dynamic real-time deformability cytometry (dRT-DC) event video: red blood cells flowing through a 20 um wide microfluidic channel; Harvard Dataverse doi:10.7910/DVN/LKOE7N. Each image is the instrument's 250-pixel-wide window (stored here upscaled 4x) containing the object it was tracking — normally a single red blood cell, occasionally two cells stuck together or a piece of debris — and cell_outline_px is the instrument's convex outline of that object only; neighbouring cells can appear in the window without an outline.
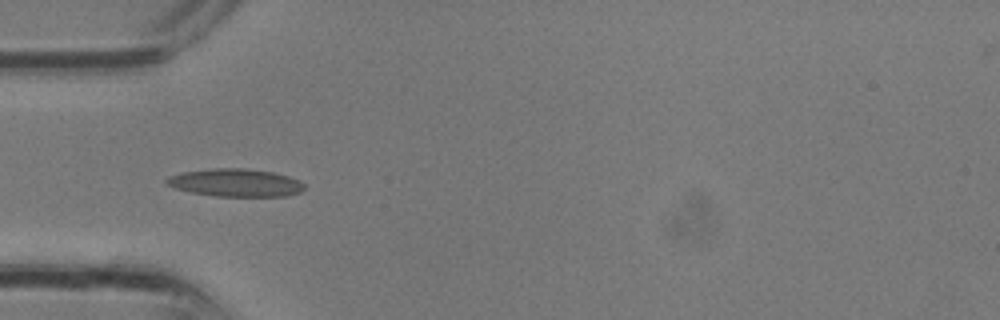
{"species": "common noctule bat (a hibernating species)", "species_latin": "Nyctalus noctula", "temperature_condition": "room temperature", "stored_images_in_passage": 18, "camera_frame_rate_fps": 3000, "um_per_image_px": 0.085, "animal": {"sex": "male", "body_mass_g": 13.3}, "frame": {"image": 1, "passage_image": 9, "time_ms": 2.667, "image_size_px": [1000, 320], "cell_outline_px": [[304, 188], [300, 192], [288, 196], [216, 196], [192, 192], [176, 188], [164, 184], [164, 180], [168, 176], [184, 172], [212, 168], [244, 168], [272, 172], [288, 176], [300, 180], [304, 184]], "centroid_in_image_um": [20.02, 15.53], "position_along_channel_um": 65.0, "area_um2": 22.31}}
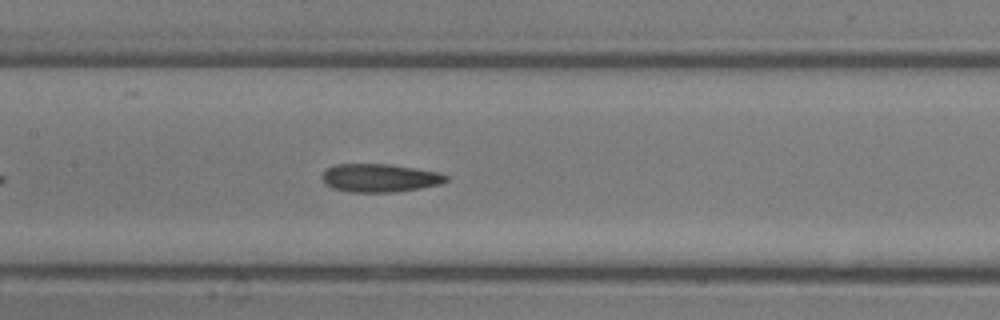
{"frame": {"image": 2, "passage_image": 14, "time_ms": 4.333, "image_size_px": [1000, 320], "cell_outline_px": [[448, 180], [440, 184], [420, 188], [392, 192], [348, 192], [332, 188], [324, 184], [320, 176], [332, 164], [392, 164], [440, 172], [448, 176]], "centroid_in_image_um": [32.25, 15.12], "position_along_channel_um": 175.1, "area_um2": 20.63}}
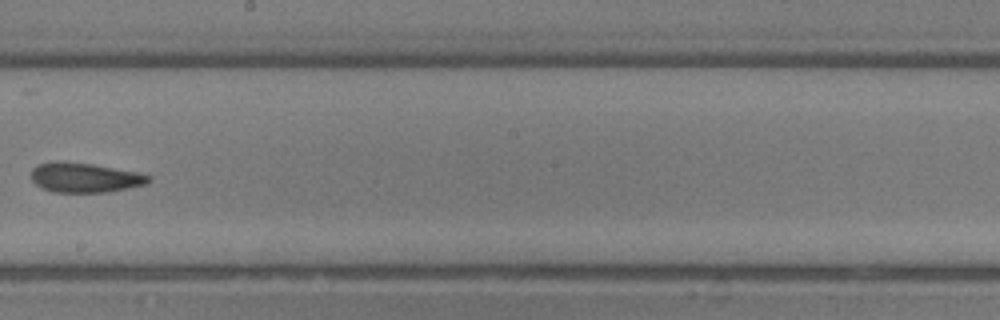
{"frame": {"image": 3, "passage_image": 17, "time_ms": 5.333, "image_size_px": [1000, 320], "cell_outline_px": [[152, 180], [148, 184], [104, 192], [52, 192], [40, 188], [32, 180], [32, 168], [36, 164], [56, 160], [60, 160], [92, 164], [140, 172], [152, 176]], "centroid_in_image_um": [7.21, 15.08], "position_along_channel_um": 241.0, "area_um2": 20.63}}